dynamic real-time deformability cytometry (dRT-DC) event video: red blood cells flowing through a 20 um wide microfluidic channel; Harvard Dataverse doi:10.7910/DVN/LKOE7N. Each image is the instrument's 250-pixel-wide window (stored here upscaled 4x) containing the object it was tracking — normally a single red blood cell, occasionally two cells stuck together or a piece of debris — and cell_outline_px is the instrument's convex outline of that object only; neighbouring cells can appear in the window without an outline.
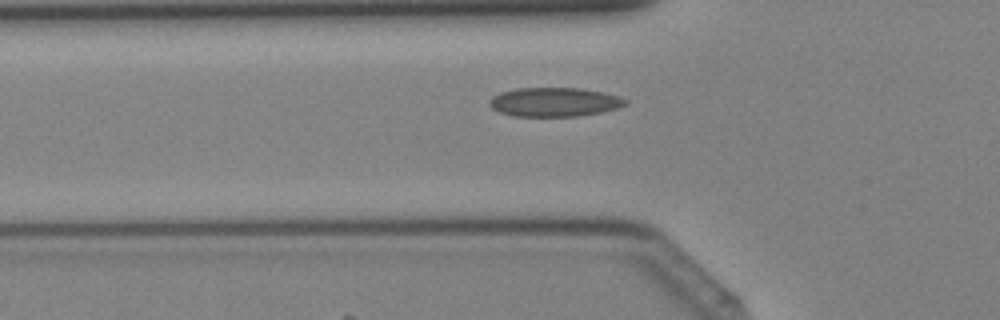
{"species": "Egyptian fruit bat (a non-hibernating species)", "species_latin": "Rousettus aegyptiacus", "temperature_condition": "cold", "stored_images_in_passage": 39, "camera_frame_rate_fps": 3000, "um_per_image_px": 0.085, "animal": {"sex": "female"}, "frame": {"image": 1, "passage_image": 12, "time_ms": 3.667, "image_size_px": [1000, 320], "cell_outline_px": [[628, 104], [620, 108], [600, 112], [576, 116], [512, 116], [500, 112], [492, 108], [488, 104], [488, 100], [492, 96], [500, 92], [516, 88], [580, 88], [604, 92], [628, 100]], "centroid_in_image_um": [47.11, 8.67], "position_along_channel_um": 78.7, "area_um2": 23.12}}
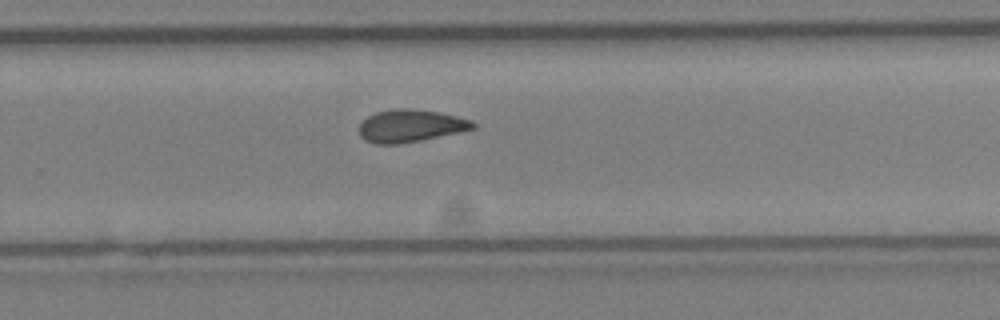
{"frame": {"image": 2, "passage_image": 25, "time_ms": 8.0, "image_size_px": [1000, 320], "cell_outline_px": [[476, 128], [460, 132], [400, 144], [376, 144], [364, 140], [360, 136], [360, 124], [368, 116], [376, 112], [392, 108], [412, 108], [436, 112], [456, 116], [472, 120], [476, 124]], "centroid_in_image_um": [34.89, 10.69], "position_along_channel_um": 294.9, "area_um2": 21.56}}
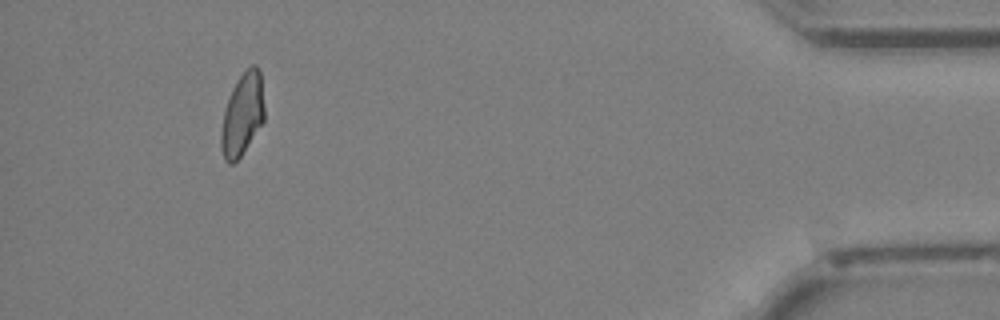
{"frame": {"image": 3, "passage_image": 36, "time_ms": 11.667, "image_size_px": [1000, 320], "cell_outline_px": [[264, 120], [240, 156], [232, 164], [228, 164], [224, 160], [220, 148], [220, 136], [224, 112], [232, 88], [240, 76], [252, 64], [256, 64], [260, 72], [264, 108]], "centroid_in_image_um": [20.59, 9.74], "position_along_channel_um": 414.6, "area_um2": 20.46}}